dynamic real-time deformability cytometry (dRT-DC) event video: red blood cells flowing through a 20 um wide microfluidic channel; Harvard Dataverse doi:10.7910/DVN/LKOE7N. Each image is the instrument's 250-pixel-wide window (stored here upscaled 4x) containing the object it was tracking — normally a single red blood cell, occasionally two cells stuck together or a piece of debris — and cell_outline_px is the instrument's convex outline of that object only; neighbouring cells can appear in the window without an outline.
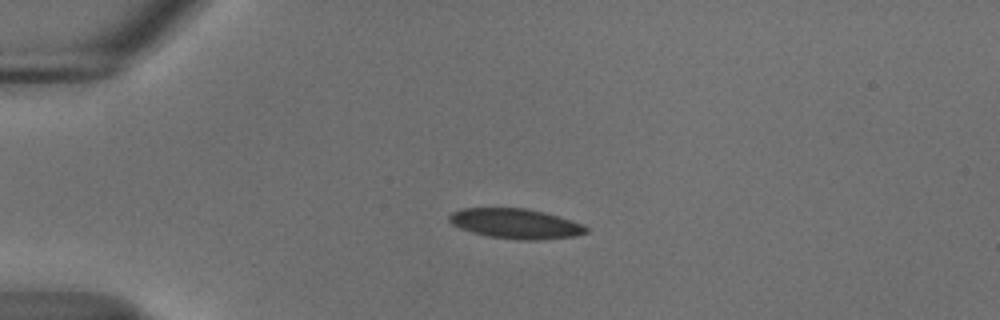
{"species": "common noctule bat (a hibernating species)", "species_latin": "Nyctalus noctula", "temperature_condition": "cold", "stored_images_in_passage": 42, "camera_frame_rate_fps": 3000, "um_per_image_px": 0.085, "animal": {"sex": "male", "body_mass_g": 18.8}, "frame": {"image": 1, "passage_image": 1, "time_ms": 0.0, "image_size_px": [1000, 320], "cell_outline_px": [[588, 232], [576, 236], [536, 240], [520, 240], [488, 236], [472, 232], [460, 228], [452, 224], [448, 220], [448, 216], [452, 212], [464, 208], [524, 208], [544, 212], [580, 224], [588, 228]], "centroid_in_image_um": [43.79, 19.01], "position_along_channel_um": 41.2, "area_um2": 23.64}}
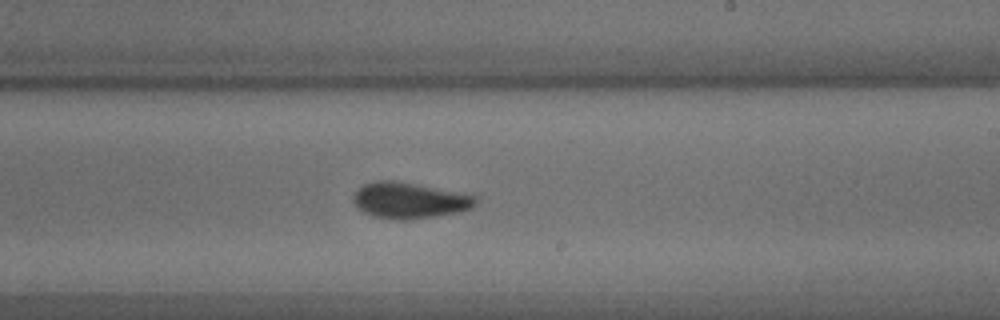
{"frame": {"image": 2, "passage_image": 21, "time_ms": 6.667, "image_size_px": [1000, 320], "cell_outline_px": [[476, 204], [472, 208], [460, 212], [436, 216], [408, 220], [396, 220], [372, 216], [356, 208], [352, 204], [352, 196], [364, 184], [376, 180], [392, 180], [416, 184], [476, 196]], "centroid_in_image_um": [34.75, 17.05], "position_along_channel_um": 254.2, "area_um2": 25.72}}
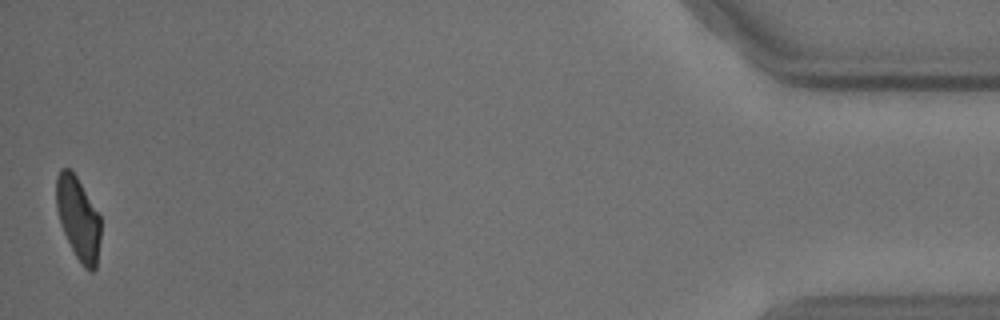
{"frame": {"image": 3, "passage_image": 42, "time_ms": 13.667, "image_size_px": [1000, 320], "cell_outline_px": [[100, 240], [96, 268], [92, 272], [84, 268], [80, 264], [64, 232], [56, 208], [56, 176], [60, 168], [68, 168], [76, 176], [100, 216]], "centroid_in_image_um": [6.65, 18.57], "position_along_channel_um": 428.6, "area_um2": 21.21}, "authors_computed_cell_mechanics": {"area_um2": 24.565, "velocity_mm_per_s": 3.6793, "shape_relaxation_time_tau1_ms": 3.3604, "shape_relaxation_time_tau2_ms": 2.0538, "deformation_change_tau1": 0.129, "deformation_change_tau2": 0.0594}}